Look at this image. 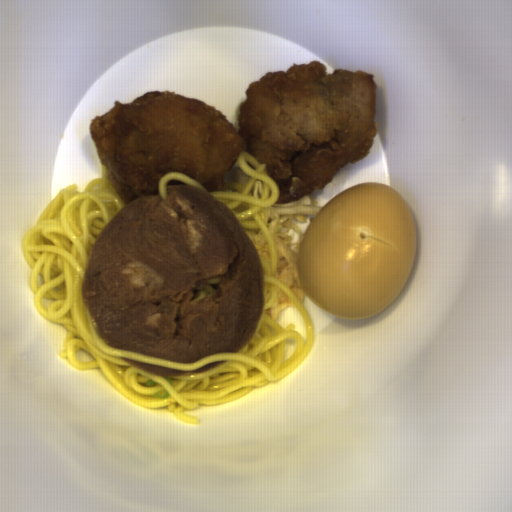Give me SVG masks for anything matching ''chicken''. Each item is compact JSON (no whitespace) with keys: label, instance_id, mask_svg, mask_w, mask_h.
Returning a JSON list of instances; mask_svg holds the SVG:
<instances>
[{"label":"chicken","instance_id":"chicken-1","mask_svg":"<svg viewBox=\"0 0 512 512\" xmlns=\"http://www.w3.org/2000/svg\"><path fill=\"white\" fill-rule=\"evenodd\" d=\"M376 76L356 69L295 62L249 84L238 105L239 128L209 103L174 92L116 99L89 129L107 177L128 205L160 194L169 172L207 191H224L240 154L265 164L289 204L324 190L342 167L363 159L378 133Z\"/></svg>","mask_w":512,"mask_h":512}]
</instances>
